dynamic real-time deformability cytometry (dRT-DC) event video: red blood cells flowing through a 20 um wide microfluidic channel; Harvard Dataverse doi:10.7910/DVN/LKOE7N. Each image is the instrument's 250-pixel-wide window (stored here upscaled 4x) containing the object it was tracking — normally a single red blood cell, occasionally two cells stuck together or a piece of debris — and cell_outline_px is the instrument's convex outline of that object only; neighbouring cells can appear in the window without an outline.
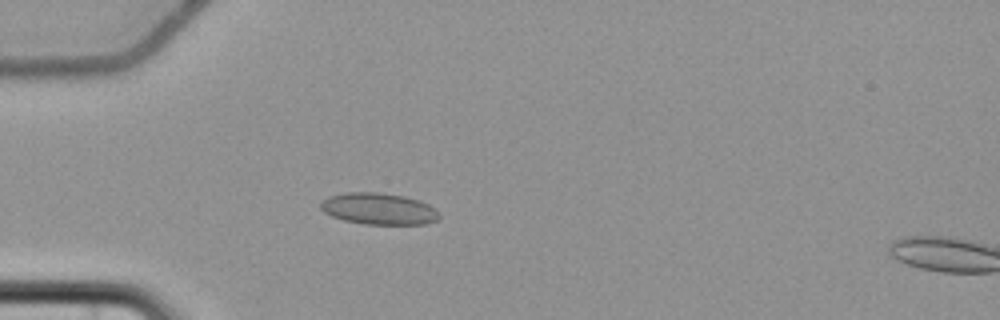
{"species": "common noctule bat (a hibernating species)", "species_latin": "Nyctalus noctula", "temperature_condition": "cold", "stored_images_in_passage": 5, "camera_frame_rate_fps": 3000, "um_per_image_px": 0.085, "animal": {"sex": "female", "body_mass_g": 22.7, "forearm_length_mm": 54.2}, "frame": {"image": 1, "passage_image": 4, "time_ms": 4.0, "image_size_px": [1000, 320], "cell_outline_px": [[440, 216], [436, 220], [424, 224], [364, 224], [344, 220], [332, 216], [324, 212], [320, 208], [320, 200], [328, 196], [348, 192], [380, 192], [404, 196], [428, 204], [436, 208]], "centroid_in_image_um": [32.16, 17.74], "position_along_channel_um": 52.8, "area_um2": 21.85}}